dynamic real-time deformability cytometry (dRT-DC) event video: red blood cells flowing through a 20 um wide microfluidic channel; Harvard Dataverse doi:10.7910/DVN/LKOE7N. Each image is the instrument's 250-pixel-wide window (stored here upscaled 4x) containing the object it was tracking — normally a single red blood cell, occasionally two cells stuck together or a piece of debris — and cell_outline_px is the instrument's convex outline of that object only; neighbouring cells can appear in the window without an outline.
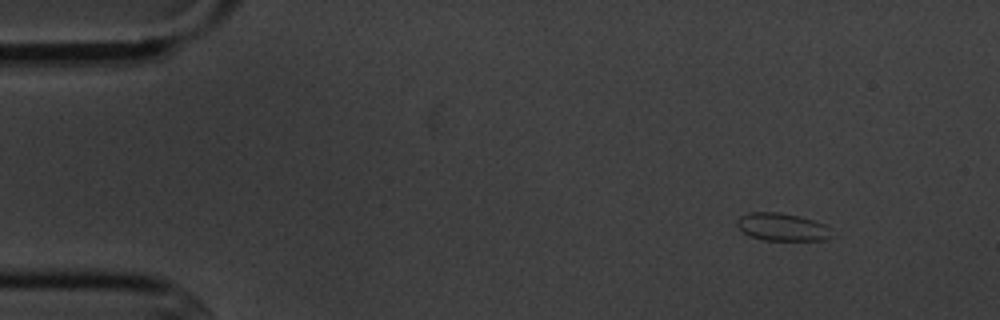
{"species": "common noctule bat (a hibernating species)", "species_latin": "Nyctalus noctula", "temperature_condition": "cold", "stored_images_in_passage": 4, "camera_frame_rate_fps": 3000, "um_per_image_px": 0.085, "animal": {"sex": "male", "body_mass_g": 20.1, "forearm_length_mm": 53.5}, "frame": {"image": 1, "passage_image": 1, "time_ms": 0.0, "image_size_px": [1000, 320], "cell_outline_px": [[836, 236], [828, 240], [764, 240], [748, 236], [736, 224], [736, 220], [740, 216], [748, 212], [780, 212], [800, 216], [824, 224]], "centroid_in_image_um": [66.5, 19.3], "position_along_channel_um": 18.5, "area_um2": 15.49}}
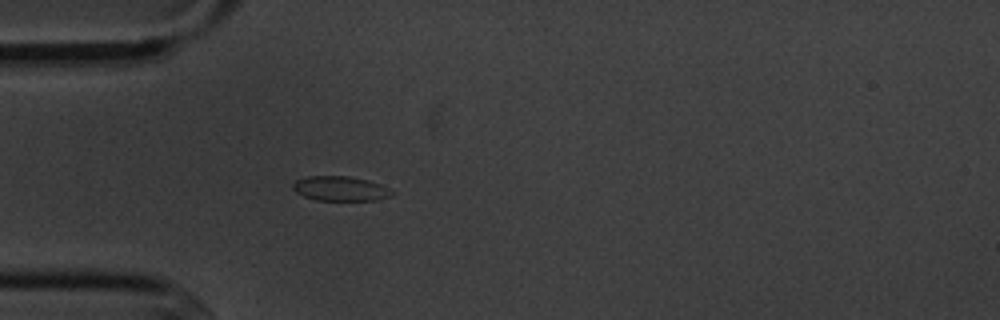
{"frame": {"image": 2, "passage_image": 4, "time_ms": 3.333, "image_size_px": [1000, 320], "cell_outline_px": [[396, 192], [392, 196], [376, 200], [316, 200], [304, 196], [296, 192], [292, 188], [292, 184], [296, 180], [308, 176], [348, 176], [368, 180], [380, 184]], "centroid_in_image_um": [28.95, 16.03], "position_along_channel_um": 56.1, "area_um2": 14.28}}